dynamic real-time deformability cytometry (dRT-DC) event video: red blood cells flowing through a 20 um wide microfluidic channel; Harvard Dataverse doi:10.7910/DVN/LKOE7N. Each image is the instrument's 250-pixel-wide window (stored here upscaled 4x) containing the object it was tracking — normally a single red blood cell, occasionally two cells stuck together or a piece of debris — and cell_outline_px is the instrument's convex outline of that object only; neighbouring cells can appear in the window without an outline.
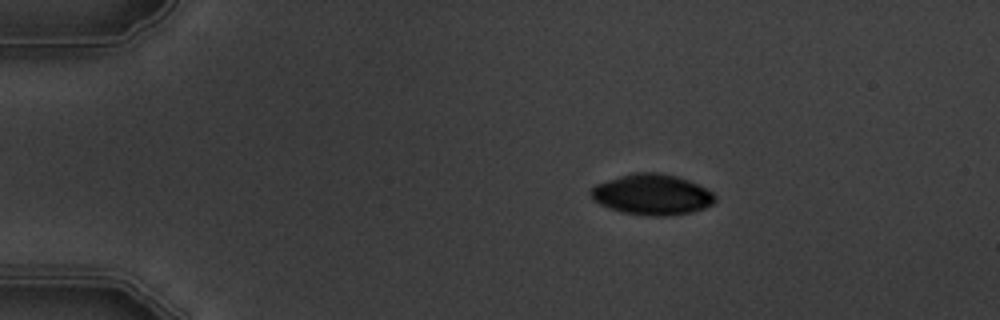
{"species": "common noctule bat (a hibernating species)", "species_latin": "Nyctalus noctula", "temperature_condition": "warm", "stored_images_in_passage": 5, "camera_frame_rate_fps": 3000, "um_per_image_px": 0.085, "animal": {"sex": "male", "body_mass_g": 19.5, "forearm_length_mm": 54.6}, "frame": {"image": 1, "passage_image": 3, "time_ms": 2.333, "image_size_px": [1000, 320], "cell_outline_px": [[716, 200], [712, 204], [704, 208], [692, 212], [668, 216], [652, 216], [624, 212], [600, 204], [588, 192], [596, 184], [620, 176], [636, 172], [656, 172], [676, 176], [688, 180], [708, 188], [716, 196]], "centroid_in_image_um": [55.47, 16.53], "position_along_channel_um": 29.5, "area_um2": 29.25}}